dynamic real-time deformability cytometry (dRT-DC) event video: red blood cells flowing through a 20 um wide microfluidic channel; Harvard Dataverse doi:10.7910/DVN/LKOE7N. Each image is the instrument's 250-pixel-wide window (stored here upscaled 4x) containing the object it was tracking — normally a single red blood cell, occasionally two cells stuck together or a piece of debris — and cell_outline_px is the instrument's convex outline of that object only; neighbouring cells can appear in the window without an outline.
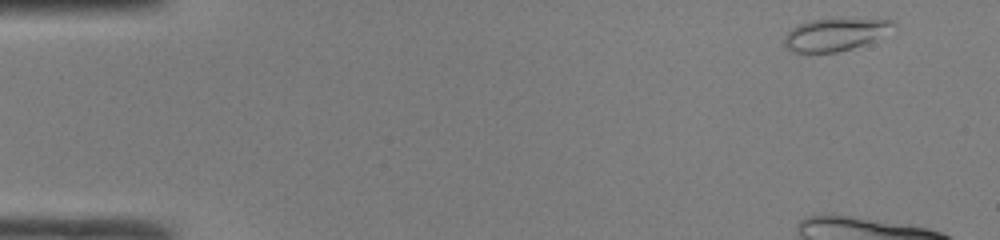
{"species": "common noctule bat (a hibernating species)", "species_latin": "Nyctalus noctula", "temperature_condition": "room temperature", "stored_images_in_passage": 10, "camera_frame_rate_fps": 3000, "um_per_image_px": 0.085, "animal": {"sex": "male", "body_mass_g": 19.0, "forearm_length_mm": 50.8}, "frame": {"image": 1, "passage_image": 1, "time_ms": 0.0, "image_size_px": [1000, 240], "cell_outline_px": [[896, 24], [872, 40], [852, 48], [836, 52], [792, 52], [784, 44], [784, 36], [792, 28], [800, 24], [812, 20], [896, 20]], "centroid_in_image_um": [70.89, 2.95], "position_along_channel_um": 14.1, "area_um2": 19.59}}